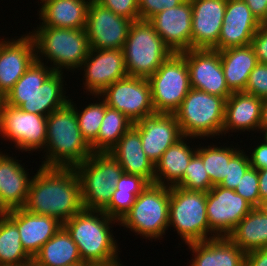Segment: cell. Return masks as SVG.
<instances>
[{
    "label": "cell",
    "mask_w": 267,
    "mask_h": 266,
    "mask_svg": "<svg viewBox=\"0 0 267 266\" xmlns=\"http://www.w3.org/2000/svg\"><path fill=\"white\" fill-rule=\"evenodd\" d=\"M99 96L133 123L155 114L147 78L127 76L106 87Z\"/></svg>",
    "instance_id": "cell-12"
},
{
    "label": "cell",
    "mask_w": 267,
    "mask_h": 266,
    "mask_svg": "<svg viewBox=\"0 0 267 266\" xmlns=\"http://www.w3.org/2000/svg\"><path fill=\"white\" fill-rule=\"evenodd\" d=\"M64 224L83 209L79 177L74 168L42 167L31 178L23 207Z\"/></svg>",
    "instance_id": "cell-1"
},
{
    "label": "cell",
    "mask_w": 267,
    "mask_h": 266,
    "mask_svg": "<svg viewBox=\"0 0 267 266\" xmlns=\"http://www.w3.org/2000/svg\"><path fill=\"white\" fill-rule=\"evenodd\" d=\"M148 81L155 113L174 114L191 89L185 57L173 53Z\"/></svg>",
    "instance_id": "cell-10"
},
{
    "label": "cell",
    "mask_w": 267,
    "mask_h": 266,
    "mask_svg": "<svg viewBox=\"0 0 267 266\" xmlns=\"http://www.w3.org/2000/svg\"><path fill=\"white\" fill-rule=\"evenodd\" d=\"M78 70H84L82 87L92 96L99 95L109 85L128 76L123 49H89Z\"/></svg>",
    "instance_id": "cell-15"
},
{
    "label": "cell",
    "mask_w": 267,
    "mask_h": 266,
    "mask_svg": "<svg viewBox=\"0 0 267 266\" xmlns=\"http://www.w3.org/2000/svg\"><path fill=\"white\" fill-rule=\"evenodd\" d=\"M251 152V155L248 154L251 167L257 170L267 169V143L263 140Z\"/></svg>",
    "instance_id": "cell-46"
},
{
    "label": "cell",
    "mask_w": 267,
    "mask_h": 266,
    "mask_svg": "<svg viewBox=\"0 0 267 266\" xmlns=\"http://www.w3.org/2000/svg\"><path fill=\"white\" fill-rule=\"evenodd\" d=\"M33 261L20 240L17 225L0 213V266L23 265Z\"/></svg>",
    "instance_id": "cell-34"
},
{
    "label": "cell",
    "mask_w": 267,
    "mask_h": 266,
    "mask_svg": "<svg viewBox=\"0 0 267 266\" xmlns=\"http://www.w3.org/2000/svg\"><path fill=\"white\" fill-rule=\"evenodd\" d=\"M251 167L246 151L239 150L227 164L226 177L219 186L235 190L245 172Z\"/></svg>",
    "instance_id": "cell-40"
},
{
    "label": "cell",
    "mask_w": 267,
    "mask_h": 266,
    "mask_svg": "<svg viewBox=\"0 0 267 266\" xmlns=\"http://www.w3.org/2000/svg\"><path fill=\"white\" fill-rule=\"evenodd\" d=\"M185 0H138L140 20L148 21L151 17L182 4Z\"/></svg>",
    "instance_id": "cell-44"
},
{
    "label": "cell",
    "mask_w": 267,
    "mask_h": 266,
    "mask_svg": "<svg viewBox=\"0 0 267 266\" xmlns=\"http://www.w3.org/2000/svg\"><path fill=\"white\" fill-rule=\"evenodd\" d=\"M93 98H98L99 102L96 101V103H94L93 101V103L86 105L84 109L81 108L83 111L78 110L74 101L72 102V100L69 99V103L75 108L82 136L89 145L97 139L105 110L108 107L105 101L102 98L100 99L99 95H94Z\"/></svg>",
    "instance_id": "cell-37"
},
{
    "label": "cell",
    "mask_w": 267,
    "mask_h": 266,
    "mask_svg": "<svg viewBox=\"0 0 267 266\" xmlns=\"http://www.w3.org/2000/svg\"><path fill=\"white\" fill-rule=\"evenodd\" d=\"M191 49H213L219 39L227 0H191Z\"/></svg>",
    "instance_id": "cell-22"
},
{
    "label": "cell",
    "mask_w": 267,
    "mask_h": 266,
    "mask_svg": "<svg viewBox=\"0 0 267 266\" xmlns=\"http://www.w3.org/2000/svg\"><path fill=\"white\" fill-rule=\"evenodd\" d=\"M46 127L47 117L43 115L24 112L6 103L0 107V135L13 142L16 150L28 154L42 151L46 145Z\"/></svg>",
    "instance_id": "cell-11"
},
{
    "label": "cell",
    "mask_w": 267,
    "mask_h": 266,
    "mask_svg": "<svg viewBox=\"0 0 267 266\" xmlns=\"http://www.w3.org/2000/svg\"><path fill=\"white\" fill-rule=\"evenodd\" d=\"M4 213L17 225L22 246L32 258L63 226L56 218L34 214L24 208Z\"/></svg>",
    "instance_id": "cell-23"
},
{
    "label": "cell",
    "mask_w": 267,
    "mask_h": 266,
    "mask_svg": "<svg viewBox=\"0 0 267 266\" xmlns=\"http://www.w3.org/2000/svg\"><path fill=\"white\" fill-rule=\"evenodd\" d=\"M91 0H48L39 8V26L84 29Z\"/></svg>",
    "instance_id": "cell-28"
},
{
    "label": "cell",
    "mask_w": 267,
    "mask_h": 266,
    "mask_svg": "<svg viewBox=\"0 0 267 266\" xmlns=\"http://www.w3.org/2000/svg\"><path fill=\"white\" fill-rule=\"evenodd\" d=\"M139 132L142 149L154 163L183 135L174 114L155 113L133 124Z\"/></svg>",
    "instance_id": "cell-17"
},
{
    "label": "cell",
    "mask_w": 267,
    "mask_h": 266,
    "mask_svg": "<svg viewBox=\"0 0 267 266\" xmlns=\"http://www.w3.org/2000/svg\"><path fill=\"white\" fill-rule=\"evenodd\" d=\"M260 201L267 199V169L258 170Z\"/></svg>",
    "instance_id": "cell-49"
},
{
    "label": "cell",
    "mask_w": 267,
    "mask_h": 266,
    "mask_svg": "<svg viewBox=\"0 0 267 266\" xmlns=\"http://www.w3.org/2000/svg\"><path fill=\"white\" fill-rule=\"evenodd\" d=\"M120 164L124 173L143 177L154 183L155 165L142 149L139 132L132 126L108 151Z\"/></svg>",
    "instance_id": "cell-27"
},
{
    "label": "cell",
    "mask_w": 267,
    "mask_h": 266,
    "mask_svg": "<svg viewBox=\"0 0 267 266\" xmlns=\"http://www.w3.org/2000/svg\"><path fill=\"white\" fill-rule=\"evenodd\" d=\"M40 1H41L40 4L42 5L43 3H45L48 0H40Z\"/></svg>",
    "instance_id": "cell-56"
},
{
    "label": "cell",
    "mask_w": 267,
    "mask_h": 266,
    "mask_svg": "<svg viewBox=\"0 0 267 266\" xmlns=\"http://www.w3.org/2000/svg\"><path fill=\"white\" fill-rule=\"evenodd\" d=\"M64 72L53 71L32 94H6L5 103L21 108L24 112L48 117L53 111L69 102L64 86ZM65 89V91H64Z\"/></svg>",
    "instance_id": "cell-19"
},
{
    "label": "cell",
    "mask_w": 267,
    "mask_h": 266,
    "mask_svg": "<svg viewBox=\"0 0 267 266\" xmlns=\"http://www.w3.org/2000/svg\"><path fill=\"white\" fill-rule=\"evenodd\" d=\"M45 160L42 167L74 168L93 151L83 138L75 108L68 102L47 117Z\"/></svg>",
    "instance_id": "cell-2"
},
{
    "label": "cell",
    "mask_w": 267,
    "mask_h": 266,
    "mask_svg": "<svg viewBox=\"0 0 267 266\" xmlns=\"http://www.w3.org/2000/svg\"><path fill=\"white\" fill-rule=\"evenodd\" d=\"M133 124L122 112L107 107L97 139L90 145L92 151H110Z\"/></svg>",
    "instance_id": "cell-35"
},
{
    "label": "cell",
    "mask_w": 267,
    "mask_h": 266,
    "mask_svg": "<svg viewBox=\"0 0 267 266\" xmlns=\"http://www.w3.org/2000/svg\"><path fill=\"white\" fill-rule=\"evenodd\" d=\"M169 226L185 244L209 240L206 192L170 186Z\"/></svg>",
    "instance_id": "cell-9"
},
{
    "label": "cell",
    "mask_w": 267,
    "mask_h": 266,
    "mask_svg": "<svg viewBox=\"0 0 267 266\" xmlns=\"http://www.w3.org/2000/svg\"><path fill=\"white\" fill-rule=\"evenodd\" d=\"M148 185L149 183L143 177L123 172L113 190L109 204L102 211L120 222L131 210L137 196Z\"/></svg>",
    "instance_id": "cell-33"
},
{
    "label": "cell",
    "mask_w": 267,
    "mask_h": 266,
    "mask_svg": "<svg viewBox=\"0 0 267 266\" xmlns=\"http://www.w3.org/2000/svg\"><path fill=\"white\" fill-rule=\"evenodd\" d=\"M244 92L262 100L267 98V64L258 63L255 66L248 77Z\"/></svg>",
    "instance_id": "cell-42"
},
{
    "label": "cell",
    "mask_w": 267,
    "mask_h": 266,
    "mask_svg": "<svg viewBox=\"0 0 267 266\" xmlns=\"http://www.w3.org/2000/svg\"><path fill=\"white\" fill-rule=\"evenodd\" d=\"M5 103V95L0 90V107Z\"/></svg>",
    "instance_id": "cell-54"
},
{
    "label": "cell",
    "mask_w": 267,
    "mask_h": 266,
    "mask_svg": "<svg viewBox=\"0 0 267 266\" xmlns=\"http://www.w3.org/2000/svg\"><path fill=\"white\" fill-rule=\"evenodd\" d=\"M29 34L34 39L36 60L44 63L45 58L47 63L50 61L49 66L56 72H63V69L73 72L78 70L90 49L85 28L68 29L37 25Z\"/></svg>",
    "instance_id": "cell-4"
},
{
    "label": "cell",
    "mask_w": 267,
    "mask_h": 266,
    "mask_svg": "<svg viewBox=\"0 0 267 266\" xmlns=\"http://www.w3.org/2000/svg\"><path fill=\"white\" fill-rule=\"evenodd\" d=\"M244 266H267V248L246 253Z\"/></svg>",
    "instance_id": "cell-48"
},
{
    "label": "cell",
    "mask_w": 267,
    "mask_h": 266,
    "mask_svg": "<svg viewBox=\"0 0 267 266\" xmlns=\"http://www.w3.org/2000/svg\"><path fill=\"white\" fill-rule=\"evenodd\" d=\"M189 191L208 192L214 185L204 168L202 158L195 153L191 158L183 178L175 185Z\"/></svg>",
    "instance_id": "cell-38"
},
{
    "label": "cell",
    "mask_w": 267,
    "mask_h": 266,
    "mask_svg": "<svg viewBox=\"0 0 267 266\" xmlns=\"http://www.w3.org/2000/svg\"><path fill=\"white\" fill-rule=\"evenodd\" d=\"M74 169L80 181L83 209L103 210L123 174L118 161L109 152H93Z\"/></svg>",
    "instance_id": "cell-7"
},
{
    "label": "cell",
    "mask_w": 267,
    "mask_h": 266,
    "mask_svg": "<svg viewBox=\"0 0 267 266\" xmlns=\"http://www.w3.org/2000/svg\"><path fill=\"white\" fill-rule=\"evenodd\" d=\"M260 25L243 0H227L218 43L213 50L250 45Z\"/></svg>",
    "instance_id": "cell-21"
},
{
    "label": "cell",
    "mask_w": 267,
    "mask_h": 266,
    "mask_svg": "<svg viewBox=\"0 0 267 266\" xmlns=\"http://www.w3.org/2000/svg\"><path fill=\"white\" fill-rule=\"evenodd\" d=\"M226 84L233 92H244L251 71L259 63L253 46L232 47L220 51Z\"/></svg>",
    "instance_id": "cell-29"
},
{
    "label": "cell",
    "mask_w": 267,
    "mask_h": 266,
    "mask_svg": "<svg viewBox=\"0 0 267 266\" xmlns=\"http://www.w3.org/2000/svg\"><path fill=\"white\" fill-rule=\"evenodd\" d=\"M258 183V170L250 167L242 176L234 191L253 207H257L260 202Z\"/></svg>",
    "instance_id": "cell-41"
},
{
    "label": "cell",
    "mask_w": 267,
    "mask_h": 266,
    "mask_svg": "<svg viewBox=\"0 0 267 266\" xmlns=\"http://www.w3.org/2000/svg\"><path fill=\"white\" fill-rule=\"evenodd\" d=\"M115 222L119 225V221L102 210L82 209L63 227L78 246L83 263H105L120 258L117 241L110 229Z\"/></svg>",
    "instance_id": "cell-3"
},
{
    "label": "cell",
    "mask_w": 267,
    "mask_h": 266,
    "mask_svg": "<svg viewBox=\"0 0 267 266\" xmlns=\"http://www.w3.org/2000/svg\"><path fill=\"white\" fill-rule=\"evenodd\" d=\"M253 208L234 190L213 186L206 193L209 239L228 236Z\"/></svg>",
    "instance_id": "cell-13"
},
{
    "label": "cell",
    "mask_w": 267,
    "mask_h": 266,
    "mask_svg": "<svg viewBox=\"0 0 267 266\" xmlns=\"http://www.w3.org/2000/svg\"><path fill=\"white\" fill-rule=\"evenodd\" d=\"M46 64L35 60L7 94L34 93L53 72Z\"/></svg>",
    "instance_id": "cell-39"
},
{
    "label": "cell",
    "mask_w": 267,
    "mask_h": 266,
    "mask_svg": "<svg viewBox=\"0 0 267 266\" xmlns=\"http://www.w3.org/2000/svg\"><path fill=\"white\" fill-rule=\"evenodd\" d=\"M123 53L127 75L147 79L173 54L154 27L144 20L130 25Z\"/></svg>",
    "instance_id": "cell-6"
},
{
    "label": "cell",
    "mask_w": 267,
    "mask_h": 266,
    "mask_svg": "<svg viewBox=\"0 0 267 266\" xmlns=\"http://www.w3.org/2000/svg\"><path fill=\"white\" fill-rule=\"evenodd\" d=\"M181 54L189 69L191 88L225 99L232 94L225 81L220 51L189 49Z\"/></svg>",
    "instance_id": "cell-16"
},
{
    "label": "cell",
    "mask_w": 267,
    "mask_h": 266,
    "mask_svg": "<svg viewBox=\"0 0 267 266\" xmlns=\"http://www.w3.org/2000/svg\"><path fill=\"white\" fill-rule=\"evenodd\" d=\"M28 173L16 156L0 150V213L24 207L32 178Z\"/></svg>",
    "instance_id": "cell-24"
},
{
    "label": "cell",
    "mask_w": 267,
    "mask_h": 266,
    "mask_svg": "<svg viewBox=\"0 0 267 266\" xmlns=\"http://www.w3.org/2000/svg\"><path fill=\"white\" fill-rule=\"evenodd\" d=\"M225 103L224 97L191 88L174 113L182 135L195 139L222 135Z\"/></svg>",
    "instance_id": "cell-5"
},
{
    "label": "cell",
    "mask_w": 267,
    "mask_h": 266,
    "mask_svg": "<svg viewBox=\"0 0 267 266\" xmlns=\"http://www.w3.org/2000/svg\"><path fill=\"white\" fill-rule=\"evenodd\" d=\"M120 260L121 259H117L105 263H84V266H122Z\"/></svg>",
    "instance_id": "cell-51"
},
{
    "label": "cell",
    "mask_w": 267,
    "mask_h": 266,
    "mask_svg": "<svg viewBox=\"0 0 267 266\" xmlns=\"http://www.w3.org/2000/svg\"><path fill=\"white\" fill-rule=\"evenodd\" d=\"M257 208L267 216V199L260 201Z\"/></svg>",
    "instance_id": "cell-52"
},
{
    "label": "cell",
    "mask_w": 267,
    "mask_h": 266,
    "mask_svg": "<svg viewBox=\"0 0 267 266\" xmlns=\"http://www.w3.org/2000/svg\"><path fill=\"white\" fill-rule=\"evenodd\" d=\"M240 149L239 147L236 149L234 146L233 148L222 145L218 147L214 144L197 148L196 153L202 158L204 168L214 186L219 185L226 177L227 164Z\"/></svg>",
    "instance_id": "cell-36"
},
{
    "label": "cell",
    "mask_w": 267,
    "mask_h": 266,
    "mask_svg": "<svg viewBox=\"0 0 267 266\" xmlns=\"http://www.w3.org/2000/svg\"><path fill=\"white\" fill-rule=\"evenodd\" d=\"M228 237L245 253L267 248V216L254 207Z\"/></svg>",
    "instance_id": "cell-32"
},
{
    "label": "cell",
    "mask_w": 267,
    "mask_h": 266,
    "mask_svg": "<svg viewBox=\"0 0 267 266\" xmlns=\"http://www.w3.org/2000/svg\"><path fill=\"white\" fill-rule=\"evenodd\" d=\"M169 204L170 187L151 183L137 196L119 225L144 239H162L169 229Z\"/></svg>",
    "instance_id": "cell-8"
},
{
    "label": "cell",
    "mask_w": 267,
    "mask_h": 266,
    "mask_svg": "<svg viewBox=\"0 0 267 266\" xmlns=\"http://www.w3.org/2000/svg\"><path fill=\"white\" fill-rule=\"evenodd\" d=\"M70 266H84V264H76V265H70Z\"/></svg>",
    "instance_id": "cell-57"
},
{
    "label": "cell",
    "mask_w": 267,
    "mask_h": 266,
    "mask_svg": "<svg viewBox=\"0 0 267 266\" xmlns=\"http://www.w3.org/2000/svg\"><path fill=\"white\" fill-rule=\"evenodd\" d=\"M260 128H267V98L263 99Z\"/></svg>",
    "instance_id": "cell-50"
},
{
    "label": "cell",
    "mask_w": 267,
    "mask_h": 266,
    "mask_svg": "<svg viewBox=\"0 0 267 266\" xmlns=\"http://www.w3.org/2000/svg\"><path fill=\"white\" fill-rule=\"evenodd\" d=\"M263 100L245 92H233L225 103L223 134L260 131Z\"/></svg>",
    "instance_id": "cell-25"
},
{
    "label": "cell",
    "mask_w": 267,
    "mask_h": 266,
    "mask_svg": "<svg viewBox=\"0 0 267 266\" xmlns=\"http://www.w3.org/2000/svg\"><path fill=\"white\" fill-rule=\"evenodd\" d=\"M132 21L91 0L86 19L90 49H123Z\"/></svg>",
    "instance_id": "cell-14"
},
{
    "label": "cell",
    "mask_w": 267,
    "mask_h": 266,
    "mask_svg": "<svg viewBox=\"0 0 267 266\" xmlns=\"http://www.w3.org/2000/svg\"><path fill=\"white\" fill-rule=\"evenodd\" d=\"M36 60L33 37L28 33L17 40L0 39V90L6 95Z\"/></svg>",
    "instance_id": "cell-20"
},
{
    "label": "cell",
    "mask_w": 267,
    "mask_h": 266,
    "mask_svg": "<svg viewBox=\"0 0 267 266\" xmlns=\"http://www.w3.org/2000/svg\"><path fill=\"white\" fill-rule=\"evenodd\" d=\"M148 22L173 53H181L191 49V0H185L176 7L164 9L151 17Z\"/></svg>",
    "instance_id": "cell-18"
},
{
    "label": "cell",
    "mask_w": 267,
    "mask_h": 266,
    "mask_svg": "<svg viewBox=\"0 0 267 266\" xmlns=\"http://www.w3.org/2000/svg\"><path fill=\"white\" fill-rule=\"evenodd\" d=\"M190 139L195 140V138L183 136L162 154L155 164V184L175 186L183 178L191 158L197 152V148L194 149L188 145L187 140Z\"/></svg>",
    "instance_id": "cell-30"
},
{
    "label": "cell",
    "mask_w": 267,
    "mask_h": 266,
    "mask_svg": "<svg viewBox=\"0 0 267 266\" xmlns=\"http://www.w3.org/2000/svg\"><path fill=\"white\" fill-rule=\"evenodd\" d=\"M262 132V136H263V139H264V141L267 143V128H260V132L259 133H261Z\"/></svg>",
    "instance_id": "cell-53"
},
{
    "label": "cell",
    "mask_w": 267,
    "mask_h": 266,
    "mask_svg": "<svg viewBox=\"0 0 267 266\" xmlns=\"http://www.w3.org/2000/svg\"><path fill=\"white\" fill-rule=\"evenodd\" d=\"M105 8L112 10L132 22L140 20L138 0H95Z\"/></svg>",
    "instance_id": "cell-43"
},
{
    "label": "cell",
    "mask_w": 267,
    "mask_h": 266,
    "mask_svg": "<svg viewBox=\"0 0 267 266\" xmlns=\"http://www.w3.org/2000/svg\"><path fill=\"white\" fill-rule=\"evenodd\" d=\"M192 251L189 266H244L246 253L228 236L186 244Z\"/></svg>",
    "instance_id": "cell-26"
},
{
    "label": "cell",
    "mask_w": 267,
    "mask_h": 266,
    "mask_svg": "<svg viewBox=\"0 0 267 266\" xmlns=\"http://www.w3.org/2000/svg\"><path fill=\"white\" fill-rule=\"evenodd\" d=\"M251 45L254 48L258 62L267 64V23H261L252 38Z\"/></svg>",
    "instance_id": "cell-45"
},
{
    "label": "cell",
    "mask_w": 267,
    "mask_h": 266,
    "mask_svg": "<svg viewBox=\"0 0 267 266\" xmlns=\"http://www.w3.org/2000/svg\"><path fill=\"white\" fill-rule=\"evenodd\" d=\"M11 266H35L33 261L27 264H23V265H11Z\"/></svg>",
    "instance_id": "cell-55"
},
{
    "label": "cell",
    "mask_w": 267,
    "mask_h": 266,
    "mask_svg": "<svg viewBox=\"0 0 267 266\" xmlns=\"http://www.w3.org/2000/svg\"><path fill=\"white\" fill-rule=\"evenodd\" d=\"M260 23H267V0H243Z\"/></svg>",
    "instance_id": "cell-47"
},
{
    "label": "cell",
    "mask_w": 267,
    "mask_h": 266,
    "mask_svg": "<svg viewBox=\"0 0 267 266\" xmlns=\"http://www.w3.org/2000/svg\"><path fill=\"white\" fill-rule=\"evenodd\" d=\"M35 266H70L84 264L76 243L62 226L33 257Z\"/></svg>",
    "instance_id": "cell-31"
}]
</instances>
